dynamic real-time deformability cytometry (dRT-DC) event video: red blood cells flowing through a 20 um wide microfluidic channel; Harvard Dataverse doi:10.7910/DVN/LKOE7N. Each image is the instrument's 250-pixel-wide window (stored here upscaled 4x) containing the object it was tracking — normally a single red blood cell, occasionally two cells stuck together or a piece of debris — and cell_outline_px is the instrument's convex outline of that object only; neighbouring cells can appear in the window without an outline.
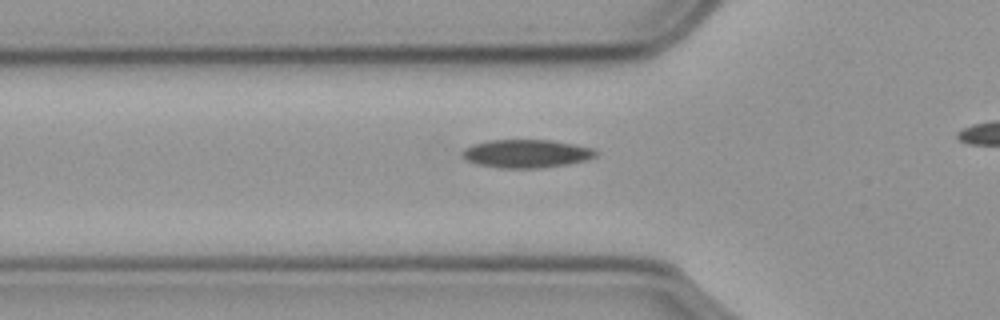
{"species": "common noctule bat (a hibernating species)", "species_latin": "Nyctalus noctula", "temperature_condition": "cold", "stored_images_in_passage": 31, "camera_frame_rate_fps": 3000, "um_per_image_px": 0.085, "animal": {"sex": "male", "body_mass_g": 23.1, "forearm_length_mm": 52.7}, "frame": {"image": 1, "passage_image": 4, "time_ms": 1.0, "image_size_px": [1000, 320], "cell_outline_px": [[596, 156], [584, 160], [568, 164], [540, 168], [500, 168], [476, 164], [464, 160], [460, 156], [460, 152], [464, 148], [472, 144], [488, 140], [552, 140], [592, 148], [596, 152]], "centroid_in_image_um": [44.64, 13.06], "position_along_channel_um": 81.2, "area_um2": 22.08}}
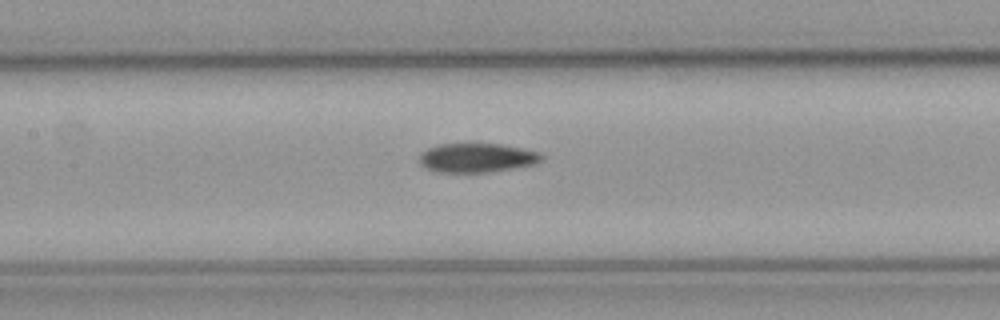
{"frame": {"image": 2, "passage_image": 11, "time_ms": 3.333, "image_size_px": [1000, 320], "cell_outline_px": [[544, 156], [536, 164], [488, 172], [436, 172], [420, 164], [420, 152], [428, 148], [440, 144], [500, 144], [540, 152]], "centroid_in_image_um": [40.53, 13.41], "position_along_channel_um": 166.9, "area_um2": 20.58}}
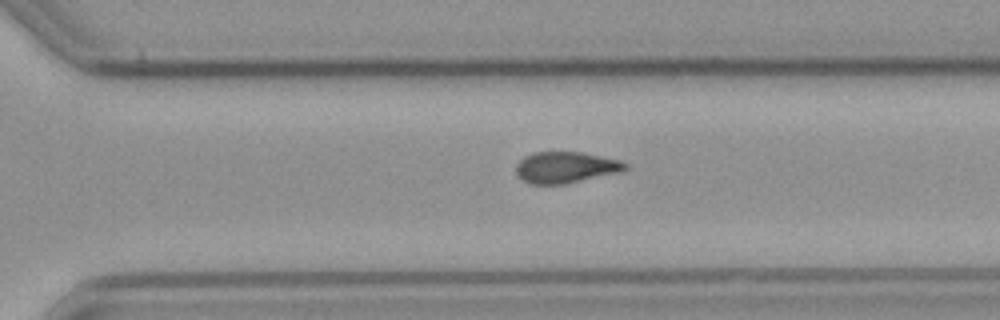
{"frame": {"image": 3, "passage_image": 24, "time_ms": 7.667, "image_size_px": [1000, 320], "cell_outline_px": [[628, 168], [620, 172], [564, 184], [528, 184], [516, 172], [516, 164], [524, 156], [532, 152], [580, 152], [620, 160], [628, 164]], "centroid_in_image_um": [48.08, 14.22], "position_along_channel_um": 322.5, "area_um2": 19.83}}